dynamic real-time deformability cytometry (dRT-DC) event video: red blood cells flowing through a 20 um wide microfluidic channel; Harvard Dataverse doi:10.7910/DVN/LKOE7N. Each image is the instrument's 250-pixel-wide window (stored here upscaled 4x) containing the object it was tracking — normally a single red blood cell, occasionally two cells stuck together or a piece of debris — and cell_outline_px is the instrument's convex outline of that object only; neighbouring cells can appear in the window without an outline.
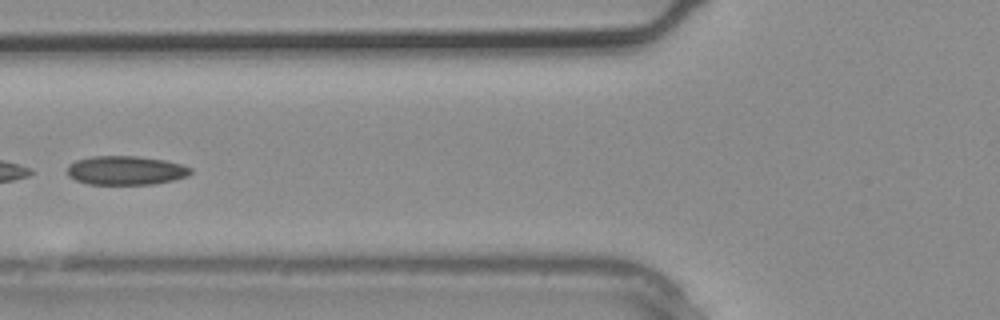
{"species": "common noctule bat (a hibernating species)", "species_latin": "Nyctalus noctula", "temperature_condition": "warm", "stored_images_in_passage": 3, "camera_frame_rate_fps": 3000, "um_per_image_px": 0.085, "animal": {"sex": "male", "body_mass_g": 20.4}, "frame": {"image": 1, "passage_image": 3, "time_ms": 0.667, "image_size_px": [1000, 320], "cell_outline_px": [[192, 172], [188, 176], [172, 180], [152, 184], [88, 184], [76, 180], [68, 176], [68, 164], [76, 160], [92, 156], [136, 156], [164, 160], [180, 164], [192, 168]], "centroid_in_image_um": [10.68, 14.48], "position_along_channel_um": 115.1, "area_um2": 20.75}}